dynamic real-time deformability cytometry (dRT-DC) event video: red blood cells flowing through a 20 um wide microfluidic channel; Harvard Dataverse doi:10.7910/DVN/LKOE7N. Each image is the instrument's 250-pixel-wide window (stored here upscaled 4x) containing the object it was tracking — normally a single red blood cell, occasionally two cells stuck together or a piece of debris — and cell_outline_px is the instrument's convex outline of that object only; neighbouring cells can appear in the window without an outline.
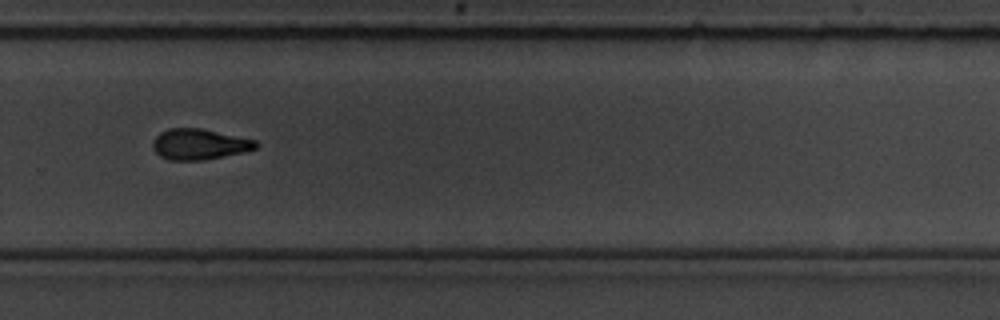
{"species": "common noctule bat (a hibernating species)", "species_latin": "Nyctalus noctula", "temperature_condition": "room temperature", "stored_images_in_passage": 16, "camera_frame_rate_fps": 3000, "um_per_image_px": 0.085, "animal": {"sex": "male", "body_mass_g": 19.5, "forearm_length_mm": 54.6}, "frame": {"image": 1, "passage_image": 12, "time_ms": 13.333, "image_size_px": [1000, 320], "cell_outline_px": [[260, 144], [256, 148], [244, 152], [204, 160], [168, 160], [160, 156], [152, 148], [152, 140], [160, 132], [168, 128], [200, 128], [256, 140]], "centroid_in_image_um": [16.92, 12.26], "position_along_channel_um": 312.9, "area_um2": 18.55}}
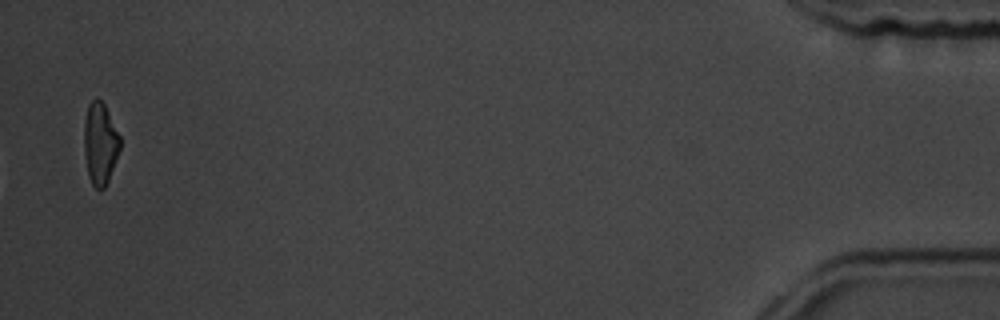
{"frame": {"image": 2, "passage_image": 16, "time_ms": 19.0, "image_size_px": [1000, 320], "cell_outline_px": [[120, 148], [108, 180], [104, 188], [96, 188], [92, 184], [88, 176], [84, 152], [84, 120], [88, 104], [96, 96], [104, 104], [120, 136]], "centroid_in_image_um": [8.49, 12.17], "position_along_channel_um": 426.7, "area_um2": 17.05}}